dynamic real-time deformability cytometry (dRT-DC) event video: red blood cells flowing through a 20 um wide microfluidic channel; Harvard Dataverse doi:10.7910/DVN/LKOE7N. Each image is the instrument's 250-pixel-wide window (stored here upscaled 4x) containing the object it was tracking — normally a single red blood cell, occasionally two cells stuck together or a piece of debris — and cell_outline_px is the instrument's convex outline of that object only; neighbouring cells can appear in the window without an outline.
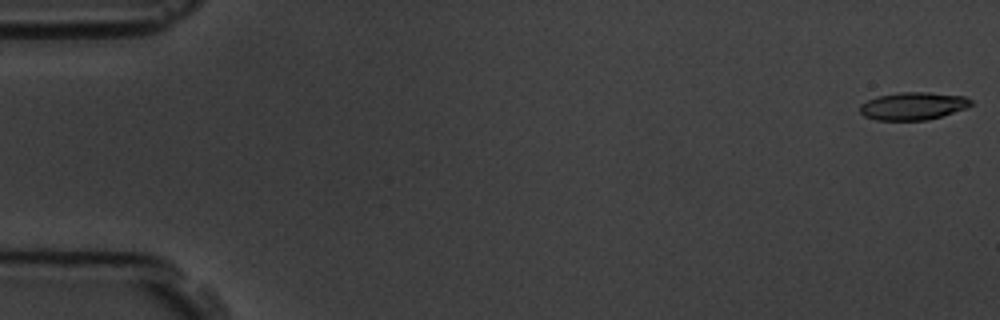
{"species": "common noctule bat (a hibernating species)", "species_latin": "Nyctalus noctula", "temperature_condition": "room temperature", "stored_images_in_passage": 5, "camera_frame_rate_fps": 3000, "um_per_image_px": 0.085, "animal": {"sex": "male", "body_mass_g": 19.5, "forearm_length_mm": 54.6}, "frame": {"image": 1, "passage_image": 1, "time_ms": 0.0, "image_size_px": [1000, 320], "cell_outline_px": [[972, 104], [968, 108], [928, 120], [876, 120], [864, 116], [860, 112], [860, 104], [868, 100], [880, 96], [900, 92], [928, 92], [964, 96], [972, 100]], "centroid_in_image_um": [77.64, 9.01], "position_along_channel_um": 7.4, "area_um2": 17.92}}
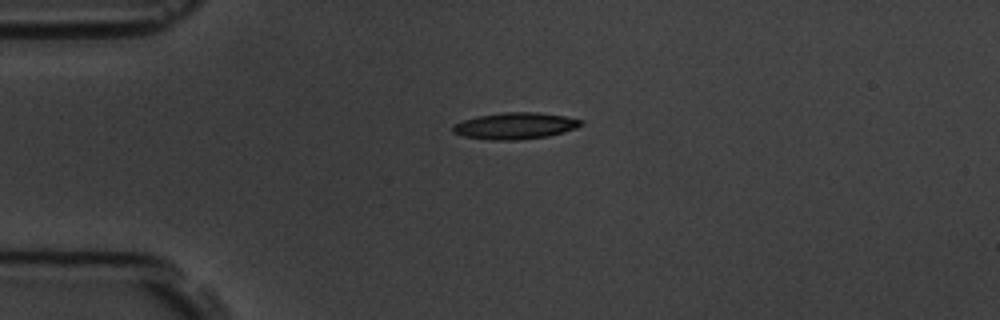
{"frame": {"image": 2, "passage_image": 5, "time_ms": 4.333, "image_size_px": [1000, 320], "cell_outline_px": [[584, 124], [576, 128], [564, 132], [548, 136], [520, 140], [488, 140], [464, 136], [452, 132], [452, 124], [476, 116], [504, 112], [536, 112], [564, 116], [580, 120]], "centroid_in_image_um": [43.76, 10.7], "position_along_channel_um": 41.2, "area_um2": 19.88}}